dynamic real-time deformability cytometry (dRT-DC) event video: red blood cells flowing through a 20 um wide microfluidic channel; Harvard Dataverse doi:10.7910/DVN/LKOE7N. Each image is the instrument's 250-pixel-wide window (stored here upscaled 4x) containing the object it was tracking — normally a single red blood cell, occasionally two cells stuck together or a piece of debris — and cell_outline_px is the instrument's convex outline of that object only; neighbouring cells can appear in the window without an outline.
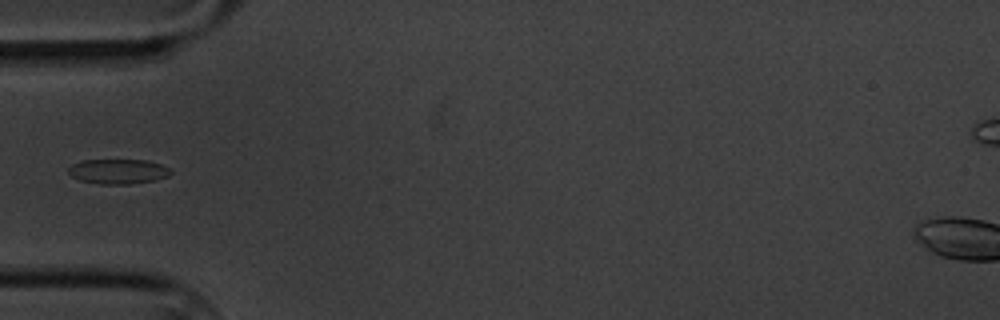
{"species": "common noctule bat (a hibernating species)", "species_latin": "Nyctalus noctula", "temperature_condition": "cold", "stored_images_in_passage": 5, "camera_frame_rate_fps": 3000, "um_per_image_px": 0.085, "animal": {"sex": "male", "body_mass_g": 20.1, "forearm_length_mm": 53.5}, "frame": {"image": 1, "passage_image": 5, "time_ms": 5.333, "image_size_px": [1000, 320], "cell_outline_px": [[172, 172], [168, 176], [156, 180], [128, 184], [100, 184], [80, 180], [72, 176], [68, 172], [68, 168], [72, 164], [84, 160], [144, 160], [160, 164], [172, 168]], "centroid_in_image_um": [10.06, 14.57], "position_along_channel_um": 74.9, "area_um2": 14.8}}